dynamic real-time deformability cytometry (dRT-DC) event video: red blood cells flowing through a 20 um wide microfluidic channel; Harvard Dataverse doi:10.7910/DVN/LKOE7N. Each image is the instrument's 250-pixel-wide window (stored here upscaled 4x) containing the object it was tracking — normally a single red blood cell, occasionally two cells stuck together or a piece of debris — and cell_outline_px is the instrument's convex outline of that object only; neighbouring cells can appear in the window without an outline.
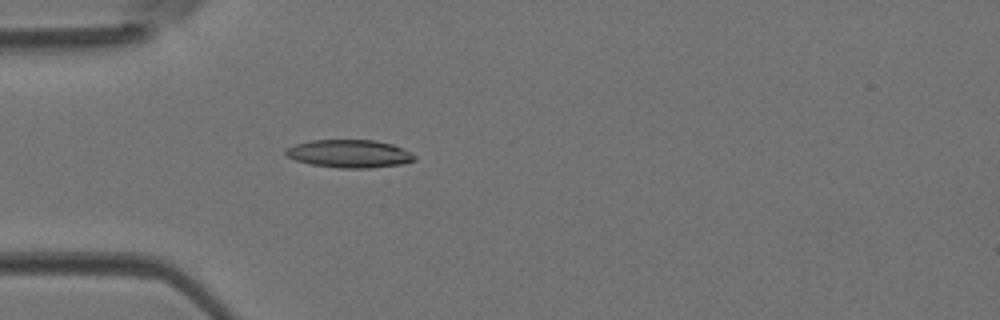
{"species": "Egyptian fruit bat (a non-hibernating species)", "species_latin": "Rousettus aegyptiacus", "temperature_condition": "room temperature", "stored_images_in_passage": 39, "camera_frame_rate_fps": 3000, "um_per_image_px": 0.085, "animal": {"sex": "female"}, "frame": {"image": 1, "passage_image": 10, "time_ms": 3.0, "image_size_px": [1000, 320], "cell_outline_px": [[416, 160], [404, 164], [372, 168], [340, 168], [312, 164], [296, 160], [284, 156], [284, 152], [288, 148], [296, 144], [312, 140], [372, 140], [392, 144], [416, 156]], "centroid_in_image_um": [29.7, 13.07], "position_along_channel_um": 55.3, "area_um2": 20.87}}
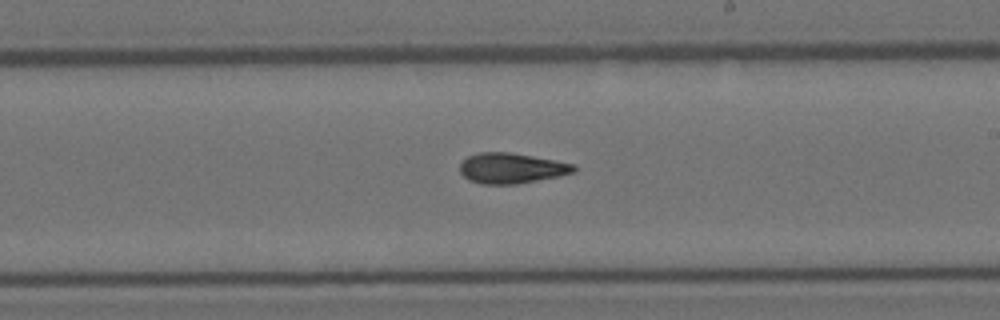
{"frame": {"image": 2, "passage_image": 23, "time_ms": 7.333, "image_size_px": [1000, 320], "cell_outline_px": [[576, 172], [516, 184], [480, 184], [468, 180], [460, 172], [460, 164], [468, 156], [480, 152], [508, 152], [532, 156], [576, 164]], "centroid_in_image_um": [43.46, 14.3], "position_along_channel_um": 245.5, "area_um2": 20.06}}
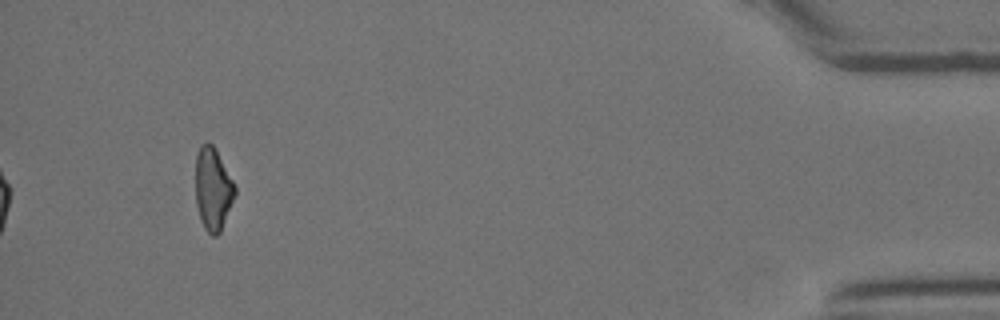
{"frame": {"image": 3, "passage_image": 39, "time_ms": 12.667, "image_size_px": [1000, 320], "cell_outline_px": [[236, 192], [220, 232], [216, 236], [212, 236], [204, 228], [200, 220], [196, 204], [196, 156], [200, 144], [208, 140], [216, 148], [236, 188]], "centroid_in_image_um": [18.08, 16.03], "position_along_channel_um": 417.1, "area_um2": 18.96}}